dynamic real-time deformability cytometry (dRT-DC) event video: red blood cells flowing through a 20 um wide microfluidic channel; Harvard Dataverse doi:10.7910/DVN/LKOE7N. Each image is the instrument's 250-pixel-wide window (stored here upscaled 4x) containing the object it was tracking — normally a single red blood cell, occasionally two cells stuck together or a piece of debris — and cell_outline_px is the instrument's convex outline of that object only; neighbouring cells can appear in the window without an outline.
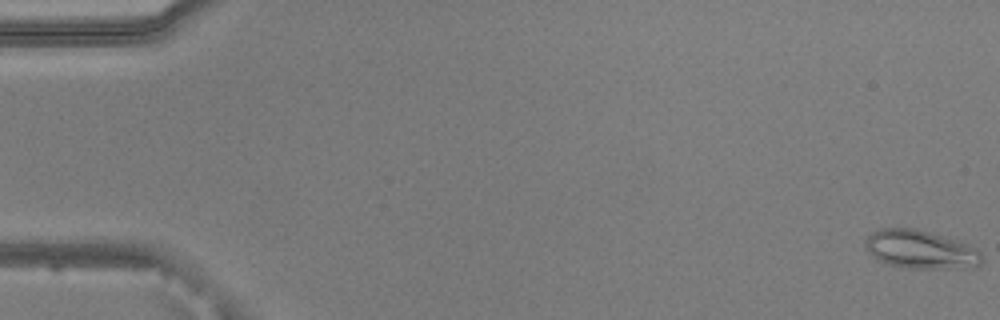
{"species": "common noctule bat (a hibernating species)", "species_latin": "Nyctalus noctula", "temperature_condition": "warm", "stored_images_in_passage": 54, "camera_frame_rate_fps": 3000, "um_per_image_px": 0.085, "animal": {"sex": "male", "body_mass_g": 20.5, "forearm_length_mm": 52.5}, "frame": {"image": 1, "passage_image": 1, "time_ms": 0.0, "image_size_px": [1000, 320], "cell_outline_px": [[984, 260], [980, 264], [964, 268], [908, 268], [888, 264], [872, 256], [864, 248], [864, 240], [872, 232], [880, 228], [916, 228], [956, 240], [976, 248], [980, 252]], "centroid_in_image_um": [78.21, 21.2], "position_along_channel_um": 6.8, "area_um2": 26.07}}
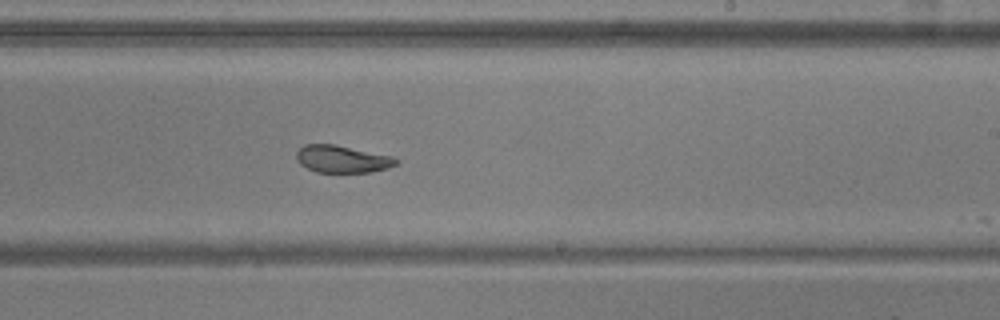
{"frame": {"image": 2, "passage_image": 33, "time_ms": 10.667, "image_size_px": [1000, 320], "cell_outline_px": [[400, 160], [396, 164], [388, 168], [372, 172], [316, 172], [300, 164], [296, 156], [296, 152], [304, 144], [336, 144], [392, 156]], "centroid_in_image_um": [29.1, 13.51], "position_along_channel_um": 259.9, "area_um2": 15.9}}
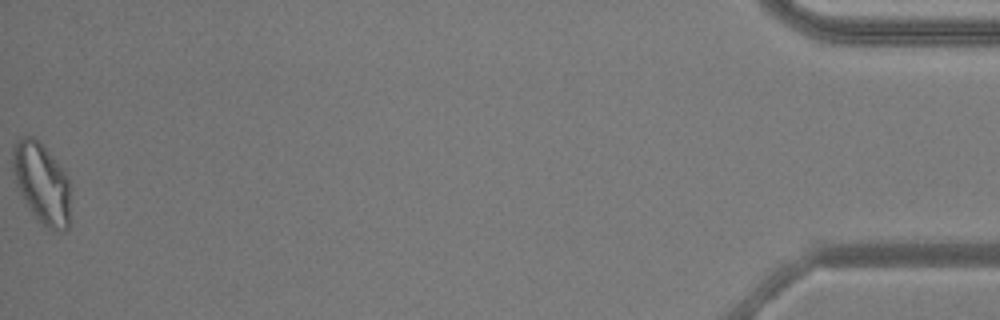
{"frame": {"image": 3, "passage_image": 54, "time_ms": 17.667, "image_size_px": [1000, 320], "cell_outline_px": [[68, 228], [64, 232], [60, 232], [36, 220], [20, 192], [16, 184], [12, 168], [12, 144], [20, 136], [32, 136], [40, 140], [68, 176]], "centroid_in_image_um": [3.5, 15.5], "position_along_channel_um": 431.7, "area_um2": 27.05}, "authors_computed_cell_mechanics": {"area_um2": 18.9873, "velocity_mm_per_s": 3.8355, "shape_relaxation_time_tau1_ms": null, "shape_relaxation_time_tau2_ms": 1.5805, "deformation_change_tau1": null, "deformation_change_tau2": 0.0603}}